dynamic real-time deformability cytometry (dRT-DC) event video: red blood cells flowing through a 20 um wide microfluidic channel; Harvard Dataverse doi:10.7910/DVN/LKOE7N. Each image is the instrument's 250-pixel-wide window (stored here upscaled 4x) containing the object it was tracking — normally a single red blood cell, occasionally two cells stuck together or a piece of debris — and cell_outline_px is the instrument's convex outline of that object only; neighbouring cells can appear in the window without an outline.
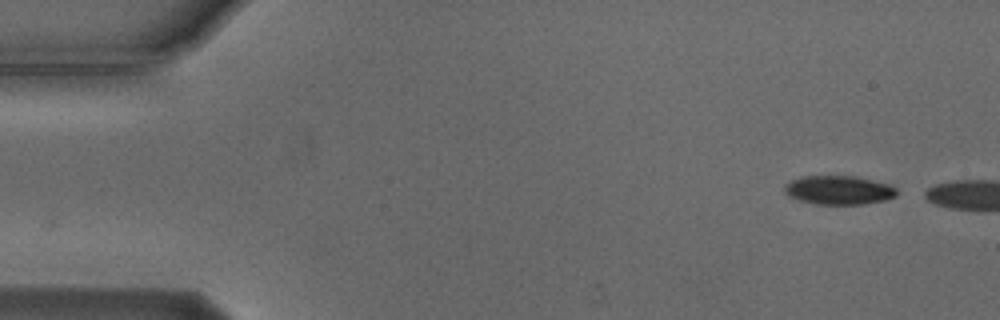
{"species": "Egyptian fruit bat (a non-hibernating species)", "species_latin": "Rousettus aegyptiacus", "temperature_condition": "cold", "stored_images_in_passage": 13, "camera_frame_rate_fps": 3000, "um_per_image_px": 0.085, "animal": {"sex": "male"}, "frame": {"image": 1, "passage_image": 1, "time_ms": 0.0, "image_size_px": [1000, 320], "cell_outline_px": [[896, 196], [884, 200], [864, 204], [816, 204], [800, 200], [788, 196], [784, 192], [784, 184], [800, 176], [856, 176], [892, 184], [896, 188]], "centroid_in_image_um": [71.3, 16.15], "position_along_channel_um": 13.7, "area_um2": 19.02}}
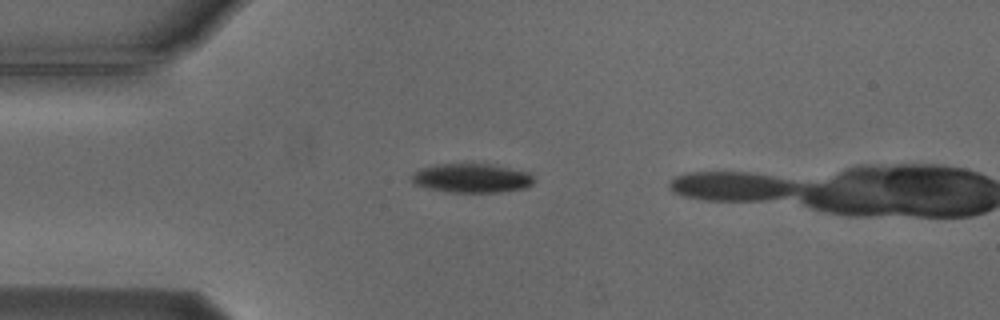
{"frame": {"image": 2, "passage_image": 11, "time_ms": 3.333, "image_size_px": [1000, 320], "cell_outline_px": [[536, 180], [532, 184], [524, 188], [500, 192], [444, 192], [424, 188], [412, 184], [412, 172], [420, 168], [436, 164], [472, 160], [492, 164], [528, 172], [536, 176]], "centroid_in_image_um": [40.05, 15.1], "position_along_channel_um": 44.9, "area_um2": 21.91}}